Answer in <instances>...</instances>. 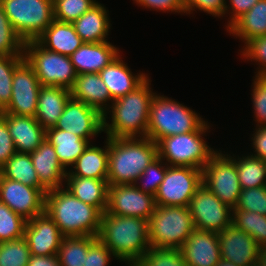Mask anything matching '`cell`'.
Masks as SVG:
<instances>
[{"label":"cell","mask_w":266,"mask_h":266,"mask_svg":"<svg viewBox=\"0 0 266 266\" xmlns=\"http://www.w3.org/2000/svg\"><path fill=\"white\" fill-rule=\"evenodd\" d=\"M252 102L254 121L258 126H266V76H256L253 80Z\"/></svg>","instance_id":"obj_45"},{"label":"cell","mask_w":266,"mask_h":266,"mask_svg":"<svg viewBox=\"0 0 266 266\" xmlns=\"http://www.w3.org/2000/svg\"><path fill=\"white\" fill-rule=\"evenodd\" d=\"M217 151L202 169V184L232 210L242 190L236 163L230 154Z\"/></svg>","instance_id":"obj_10"},{"label":"cell","mask_w":266,"mask_h":266,"mask_svg":"<svg viewBox=\"0 0 266 266\" xmlns=\"http://www.w3.org/2000/svg\"><path fill=\"white\" fill-rule=\"evenodd\" d=\"M205 121L196 131L167 136L158 143V156L169 166L193 167L202 170L217 152L203 139L209 130ZM168 162V163H167Z\"/></svg>","instance_id":"obj_6"},{"label":"cell","mask_w":266,"mask_h":266,"mask_svg":"<svg viewBox=\"0 0 266 266\" xmlns=\"http://www.w3.org/2000/svg\"><path fill=\"white\" fill-rule=\"evenodd\" d=\"M244 47L241 49L243 58L259 64L256 76H266V35L252 38Z\"/></svg>","instance_id":"obj_44"},{"label":"cell","mask_w":266,"mask_h":266,"mask_svg":"<svg viewBox=\"0 0 266 266\" xmlns=\"http://www.w3.org/2000/svg\"><path fill=\"white\" fill-rule=\"evenodd\" d=\"M201 185L202 170L168 165L165 177L154 196L156 205L188 207Z\"/></svg>","instance_id":"obj_11"},{"label":"cell","mask_w":266,"mask_h":266,"mask_svg":"<svg viewBox=\"0 0 266 266\" xmlns=\"http://www.w3.org/2000/svg\"><path fill=\"white\" fill-rule=\"evenodd\" d=\"M155 197L136 184L109 185L106 211L117 216L149 219L156 208Z\"/></svg>","instance_id":"obj_14"},{"label":"cell","mask_w":266,"mask_h":266,"mask_svg":"<svg viewBox=\"0 0 266 266\" xmlns=\"http://www.w3.org/2000/svg\"><path fill=\"white\" fill-rule=\"evenodd\" d=\"M55 128L71 132L90 142L91 138L103 132V115L84 102L70 98Z\"/></svg>","instance_id":"obj_16"},{"label":"cell","mask_w":266,"mask_h":266,"mask_svg":"<svg viewBox=\"0 0 266 266\" xmlns=\"http://www.w3.org/2000/svg\"><path fill=\"white\" fill-rule=\"evenodd\" d=\"M255 133L252 135V147L254 148L255 154L252 156L257 157L261 160H266V126H256Z\"/></svg>","instance_id":"obj_51"},{"label":"cell","mask_w":266,"mask_h":266,"mask_svg":"<svg viewBox=\"0 0 266 266\" xmlns=\"http://www.w3.org/2000/svg\"><path fill=\"white\" fill-rule=\"evenodd\" d=\"M108 185L135 184L158 157V146L148 137H108Z\"/></svg>","instance_id":"obj_4"},{"label":"cell","mask_w":266,"mask_h":266,"mask_svg":"<svg viewBox=\"0 0 266 266\" xmlns=\"http://www.w3.org/2000/svg\"><path fill=\"white\" fill-rule=\"evenodd\" d=\"M109 10L100 2L92 6L87 12L72 24L76 33L84 43H99L107 41L111 23Z\"/></svg>","instance_id":"obj_26"},{"label":"cell","mask_w":266,"mask_h":266,"mask_svg":"<svg viewBox=\"0 0 266 266\" xmlns=\"http://www.w3.org/2000/svg\"><path fill=\"white\" fill-rule=\"evenodd\" d=\"M204 122L189 107L156 93L150 105L147 137L157 144L167 136L196 131Z\"/></svg>","instance_id":"obj_5"},{"label":"cell","mask_w":266,"mask_h":266,"mask_svg":"<svg viewBox=\"0 0 266 266\" xmlns=\"http://www.w3.org/2000/svg\"><path fill=\"white\" fill-rule=\"evenodd\" d=\"M5 122L16 152L32 153L46 139V130L35 117L5 114Z\"/></svg>","instance_id":"obj_22"},{"label":"cell","mask_w":266,"mask_h":266,"mask_svg":"<svg viewBox=\"0 0 266 266\" xmlns=\"http://www.w3.org/2000/svg\"><path fill=\"white\" fill-rule=\"evenodd\" d=\"M30 255L25 237L0 242V266H27Z\"/></svg>","instance_id":"obj_37"},{"label":"cell","mask_w":266,"mask_h":266,"mask_svg":"<svg viewBox=\"0 0 266 266\" xmlns=\"http://www.w3.org/2000/svg\"><path fill=\"white\" fill-rule=\"evenodd\" d=\"M99 75L106 84L113 101L135 90L148 78L145 73L132 74L120 54L101 70Z\"/></svg>","instance_id":"obj_23"},{"label":"cell","mask_w":266,"mask_h":266,"mask_svg":"<svg viewBox=\"0 0 266 266\" xmlns=\"http://www.w3.org/2000/svg\"><path fill=\"white\" fill-rule=\"evenodd\" d=\"M195 226L188 207L159 206L148 219L150 247L180 249Z\"/></svg>","instance_id":"obj_7"},{"label":"cell","mask_w":266,"mask_h":266,"mask_svg":"<svg viewBox=\"0 0 266 266\" xmlns=\"http://www.w3.org/2000/svg\"><path fill=\"white\" fill-rule=\"evenodd\" d=\"M36 40L45 49L67 56H71L84 43L72 23L55 19Z\"/></svg>","instance_id":"obj_27"},{"label":"cell","mask_w":266,"mask_h":266,"mask_svg":"<svg viewBox=\"0 0 266 266\" xmlns=\"http://www.w3.org/2000/svg\"><path fill=\"white\" fill-rule=\"evenodd\" d=\"M97 239L94 236H64L57 253L61 266H84L88 249Z\"/></svg>","instance_id":"obj_34"},{"label":"cell","mask_w":266,"mask_h":266,"mask_svg":"<svg viewBox=\"0 0 266 266\" xmlns=\"http://www.w3.org/2000/svg\"><path fill=\"white\" fill-rule=\"evenodd\" d=\"M46 140L53 145L58 160L66 170L74 164L90 143L78 135L55 127L46 130Z\"/></svg>","instance_id":"obj_30"},{"label":"cell","mask_w":266,"mask_h":266,"mask_svg":"<svg viewBox=\"0 0 266 266\" xmlns=\"http://www.w3.org/2000/svg\"><path fill=\"white\" fill-rule=\"evenodd\" d=\"M112 256L114 254L97 239L88 249L84 266H108Z\"/></svg>","instance_id":"obj_47"},{"label":"cell","mask_w":266,"mask_h":266,"mask_svg":"<svg viewBox=\"0 0 266 266\" xmlns=\"http://www.w3.org/2000/svg\"><path fill=\"white\" fill-rule=\"evenodd\" d=\"M36 170L40 185L50 191L64 187L67 171L58 160L53 145L44 140L32 153H29Z\"/></svg>","instance_id":"obj_20"},{"label":"cell","mask_w":266,"mask_h":266,"mask_svg":"<svg viewBox=\"0 0 266 266\" xmlns=\"http://www.w3.org/2000/svg\"><path fill=\"white\" fill-rule=\"evenodd\" d=\"M233 156L230 157L236 163L238 179L242 189L266 186V164L264 160L251 154L242 156V158Z\"/></svg>","instance_id":"obj_33"},{"label":"cell","mask_w":266,"mask_h":266,"mask_svg":"<svg viewBox=\"0 0 266 266\" xmlns=\"http://www.w3.org/2000/svg\"><path fill=\"white\" fill-rule=\"evenodd\" d=\"M128 266H138L137 264H128Z\"/></svg>","instance_id":"obj_55"},{"label":"cell","mask_w":266,"mask_h":266,"mask_svg":"<svg viewBox=\"0 0 266 266\" xmlns=\"http://www.w3.org/2000/svg\"><path fill=\"white\" fill-rule=\"evenodd\" d=\"M187 266H216L220 259L217 232L195 229L180 248Z\"/></svg>","instance_id":"obj_19"},{"label":"cell","mask_w":266,"mask_h":266,"mask_svg":"<svg viewBox=\"0 0 266 266\" xmlns=\"http://www.w3.org/2000/svg\"><path fill=\"white\" fill-rule=\"evenodd\" d=\"M96 3V0H53L54 19L73 23Z\"/></svg>","instance_id":"obj_39"},{"label":"cell","mask_w":266,"mask_h":266,"mask_svg":"<svg viewBox=\"0 0 266 266\" xmlns=\"http://www.w3.org/2000/svg\"><path fill=\"white\" fill-rule=\"evenodd\" d=\"M234 209L266 215V186L242 189Z\"/></svg>","instance_id":"obj_43"},{"label":"cell","mask_w":266,"mask_h":266,"mask_svg":"<svg viewBox=\"0 0 266 266\" xmlns=\"http://www.w3.org/2000/svg\"><path fill=\"white\" fill-rule=\"evenodd\" d=\"M216 266H237V265L231 261H227V260L221 258L219 263Z\"/></svg>","instance_id":"obj_54"},{"label":"cell","mask_w":266,"mask_h":266,"mask_svg":"<svg viewBox=\"0 0 266 266\" xmlns=\"http://www.w3.org/2000/svg\"><path fill=\"white\" fill-rule=\"evenodd\" d=\"M226 0H184L185 13H192L198 9L211 14L214 17H223L225 15Z\"/></svg>","instance_id":"obj_46"},{"label":"cell","mask_w":266,"mask_h":266,"mask_svg":"<svg viewBox=\"0 0 266 266\" xmlns=\"http://www.w3.org/2000/svg\"><path fill=\"white\" fill-rule=\"evenodd\" d=\"M40 88L33 67L24 58L14 70L11 100L1 112L35 117Z\"/></svg>","instance_id":"obj_13"},{"label":"cell","mask_w":266,"mask_h":266,"mask_svg":"<svg viewBox=\"0 0 266 266\" xmlns=\"http://www.w3.org/2000/svg\"><path fill=\"white\" fill-rule=\"evenodd\" d=\"M24 44L0 5V56H24Z\"/></svg>","instance_id":"obj_36"},{"label":"cell","mask_w":266,"mask_h":266,"mask_svg":"<svg viewBox=\"0 0 266 266\" xmlns=\"http://www.w3.org/2000/svg\"><path fill=\"white\" fill-rule=\"evenodd\" d=\"M71 98L84 102L98 110L102 115L107 112L109 101L113 102L106 84L99 73H84L77 75L70 89ZM107 102V103H106Z\"/></svg>","instance_id":"obj_24"},{"label":"cell","mask_w":266,"mask_h":266,"mask_svg":"<svg viewBox=\"0 0 266 266\" xmlns=\"http://www.w3.org/2000/svg\"><path fill=\"white\" fill-rule=\"evenodd\" d=\"M259 0H230L229 4L226 5L225 14L229 12L231 14L230 21L226 26L228 30L240 17H242L246 12H248ZM232 9V10H231Z\"/></svg>","instance_id":"obj_50"},{"label":"cell","mask_w":266,"mask_h":266,"mask_svg":"<svg viewBox=\"0 0 266 266\" xmlns=\"http://www.w3.org/2000/svg\"><path fill=\"white\" fill-rule=\"evenodd\" d=\"M137 5L150 8V10L154 9L157 12H177V13H185L184 9V0H133Z\"/></svg>","instance_id":"obj_49"},{"label":"cell","mask_w":266,"mask_h":266,"mask_svg":"<svg viewBox=\"0 0 266 266\" xmlns=\"http://www.w3.org/2000/svg\"><path fill=\"white\" fill-rule=\"evenodd\" d=\"M232 224L249 234L260 247L266 246V215L233 209Z\"/></svg>","instance_id":"obj_35"},{"label":"cell","mask_w":266,"mask_h":266,"mask_svg":"<svg viewBox=\"0 0 266 266\" xmlns=\"http://www.w3.org/2000/svg\"><path fill=\"white\" fill-rule=\"evenodd\" d=\"M24 58L33 67L41 86L71 89L77 73L70 56L45 49L37 40L26 41Z\"/></svg>","instance_id":"obj_8"},{"label":"cell","mask_w":266,"mask_h":266,"mask_svg":"<svg viewBox=\"0 0 266 266\" xmlns=\"http://www.w3.org/2000/svg\"><path fill=\"white\" fill-rule=\"evenodd\" d=\"M0 5L24 42L36 40L54 20L53 0H1Z\"/></svg>","instance_id":"obj_9"},{"label":"cell","mask_w":266,"mask_h":266,"mask_svg":"<svg viewBox=\"0 0 266 266\" xmlns=\"http://www.w3.org/2000/svg\"><path fill=\"white\" fill-rule=\"evenodd\" d=\"M120 54L110 42L83 43L71 56L77 75L99 73Z\"/></svg>","instance_id":"obj_21"},{"label":"cell","mask_w":266,"mask_h":266,"mask_svg":"<svg viewBox=\"0 0 266 266\" xmlns=\"http://www.w3.org/2000/svg\"><path fill=\"white\" fill-rule=\"evenodd\" d=\"M27 220L0 201V242L24 237Z\"/></svg>","instance_id":"obj_38"},{"label":"cell","mask_w":266,"mask_h":266,"mask_svg":"<svg viewBox=\"0 0 266 266\" xmlns=\"http://www.w3.org/2000/svg\"><path fill=\"white\" fill-rule=\"evenodd\" d=\"M1 175L5 178L18 181L24 185L46 190L40 185L39 178L33 166L29 153L16 152L2 167Z\"/></svg>","instance_id":"obj_32"},{"label":"cell","mask_w":266,"mask_h":266,"mask_svg":"<svg viewBox=\"0 0 266 266\" xmlns=\"http://www.w3.org/2000/svg\"><path fill=\"white\" fill-rule=\"evenodd\" d=\"M255 266H266V246L260 247Z\"/></svg>","instance_id":"obj_53"},{"label":"cell","mask_w":266,"mask_h":266,"mask_svg":"<svg viewBox=\"0 0 266 266\" xmlns=\"http://www.w3.org/2000/svg\"><path fill=\"white\" fill-rule=\"evenodd\" d=\"M27 266H61L58 255H30Z\"/></svg>","instance_id":"obj_52"},{"label":"cell","mask_w":266,"mask_h":266,"mask_svg":"<svg viewBox=\"0 0 266 266\" xmlns=\"http://www.w3.org/2000/svg\"><path fill=\"white\" fill-rule=\"evenodd\" d=\"M105 143L104 149L89 143L83 153L70 167L74 170H68L66 175L107 180L109 162L108 137Z\"/></svg>","instance_id":"obj_29"},{"label":"cell","mask_w":266,"mask_h":266,"mask_svg":"<svg viewBox=\"0 0 266 266\" xmlns=\"http://www.w3.org/2000/svg\"><path fill=\"white\" fill-rule=\"evenodd\" d=\"M167 168L168 165L166 163L164 164L163 160L158 156L145 168L135 184L143 192L155 196L165 177ZM139 183H142L141 186Z\"/></svg>","instance_id":"obj_42"},{"label":"cell","mask_w":266,"mask_h":266,"mask_svg":"<svg viewBox=\"0 0 266 266\" xmlns=\"http://www.w3.org/2000/svg\"><path fill=\"white\" fill-rule=\"evenodd\" d=\"M0 201L29 221L45 212V193L36 187L0 176Z\"/></svg>","instance_id":"obj_15"},{"label":"cell","mask_w":266,"mask_h":266,"mask_svg":"<svg viewBox=\"0 0 266 266\" xmlns=\"http://www.w3.org/2000/svg\"><path fill=\"white\" fill-rule=\"evenodd\" d=\"M217 236L222 259L237 266H255L260 246L249 234L231 224Z\"/></svg>","instance_id":"obj_17"},{"label":"cell","mask_w":266,"mask_h":266,"mask_svg":"<svg viewBox=\"0 0 266 266\" xmlns=\"http://www.w3.org/2000/svg\"><path fill=\"white\" fill-rule=\"evenodd\" d=\"M230 34L246 44L249 40L266 35V0H259L229 29Z\"/></svg>","instance_id":"obj_31"},{"label":"cell","mask_w":266,"mask_h":266,"mask_svg":"<svg viewBox=\"0 0 266 266\" xmlns=\"http://www.w3.org/2000/svg\"><path fill=\"white\" fill-rule=\"evenodd\" d=\"M45 212L64 236H94L100 230L102 213L60 187L45 194Z\"/></svg>","instance_id":"obj_3"},{"label":"cell","mask_w":266,"mask_h":266,"mask_svg":"<svg viewBox=\"0 0 266 266\" xmlns=\"http://www.w3.org/2000/svg\"><path fill=\"white\" fill-rule=\"evenodd\" d=\"M70 98L71 93L67 88L41 86L35 118L45 130L55 127Z\"/></svg>","instance_id":"obj_25"},{"label":"cell","mask_w":266,"mask_h":266,"mask_svg":"<svg viewBox=\"0 0 266 266\" xmlns=\"http://www.w3.org/2000/svg\"><path fill=\"white\" fill-rule=\"evenodd\" d=\"M23 59L24 56H0V112L11 100L14 70Z\"/></svg>","instance_id":"obj_41"},{"label":"cell","mask_w":266,"mask_h":266,"mask_svg":"<svg viewBox=\"0 0 266 266\" xmlns=\"http://www.w3.org/2000/svg\"><path fill=\"white\" fill-rule=\"evenodd\" d=\"M150 81L148 77L135 90L114 100L107 107V112L103 115V131L107 133L106 137H147L150 105L156 94L151 90ZM108 111L111 118L107 117ZM106 119H110L111 124Z\"/></svg>","instance_id":"obj_1"},{"label":"cell","mask_w":266,"mask_h":266,"mask_svg":"<svg viewBox=\"0 0 266 266\" xmlns=\"http://www.w3.org/2000/svg\"><path fill=\"white\" fill-rule=\"evenodd\" d=\"M138 266H187L180 249L149 247L136 263Z\"/></svg>","instance_id":"obj_40"},{"label":"cell","mask_w":266,"mask_h":266,"mask_svg":"<svg viewBox=\"0 0 266 266\" xmlns=\"http://www.w3.org/2000/svg\"><path fill=\"white\" fill-rule=\"evenodd\" d=\"M65 182L64 187L82 202L96 207L102 214L107 209V180L66 175Z\"/></svg>","instance_id":"obj_28"},{"label":"cell","mask_w":266,"mask_h":266,"mask_svg":"<svg viewBox=\"0 0 266 266\" xmlns=\"http://www.w3.org/2000/svg\"><path fill=\"white\" fill-rule=\"evenodd\" d=\"M15 153L16 148L5 122V114L0 112V166L2 167Z\"/></svg>","instance_id":"obj_48"},{"label":"cell","mask_w":266,"mask_h":266,"mask_svg":"<svg viewBox=\"0 0 266 266\" xmlns=\"http://www.w3.org/2000/svg\"><path fill=\"white\" fill-rule=\"evenodd\" d=\"M24 237L29 245L30 254L48 256L58 253L64 235L44 212L27 221Z\"/></svg>","instance_id":"obj_18"},{"label":"cell","mask_w":266,"mask_h":266,"mask_svg":"<svg viewBox=\"0 0 266 266\" xmlns=\"http://www.w3.org/2000/svg\"><path fill=\"white\" fill-rule=\"evenodd\" d=\"M97 238L127 264H136L150 247L148 220L103 212Z\"/></svg>","instance_id":"obj_2"},{"label":"cell","mask_w":266,"mask_h":266,"mask_svg":"<svg viewBox=\"0 0 266 266\" xmlns=\"http://www.w3.org/2000/svg\"><path fill=\"white\" fill-rule=\"evenodd\" d=\"M195 229L221 232L232 224V209L205 185H201L188 205Z\"/></svg>","instance_id":"obj_12"}]
</instances>
